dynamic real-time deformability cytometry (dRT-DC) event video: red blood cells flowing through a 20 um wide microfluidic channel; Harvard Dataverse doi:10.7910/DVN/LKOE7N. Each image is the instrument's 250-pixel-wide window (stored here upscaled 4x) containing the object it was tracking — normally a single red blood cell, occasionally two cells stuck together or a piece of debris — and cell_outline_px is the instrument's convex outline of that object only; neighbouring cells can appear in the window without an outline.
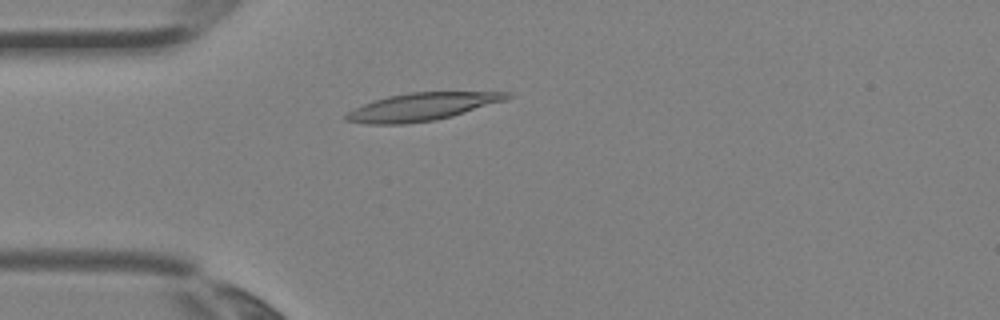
{"species": "Egyptian fruit bat (a non-hibernating species)", "species_latin": "Rousettus aegyptiacus", "temperature_condition": "room temperature", "stored_images_in_passage": 3, "camera_frame_rate_fps": 3000, "um_per_image_px": 0.085, "animal": {"sex": "female"}, "frame": {"image": 1, "passage_image": 3, "time_ms": 0.667, "image_size_px": [1000, 320], "cell_outline_px": [[512, 96], [504, 100], [452, 116], [436, 120], [408, 124], [368, 124], [344, 120], [344, 116], [348, 112], [364, 104], [388, 96], [408, 92], [508, 92]], "centroid_in_image_um": [35.83, 9.08], "position_along_channel_um": 49.2, "area_um2": 25.66}}